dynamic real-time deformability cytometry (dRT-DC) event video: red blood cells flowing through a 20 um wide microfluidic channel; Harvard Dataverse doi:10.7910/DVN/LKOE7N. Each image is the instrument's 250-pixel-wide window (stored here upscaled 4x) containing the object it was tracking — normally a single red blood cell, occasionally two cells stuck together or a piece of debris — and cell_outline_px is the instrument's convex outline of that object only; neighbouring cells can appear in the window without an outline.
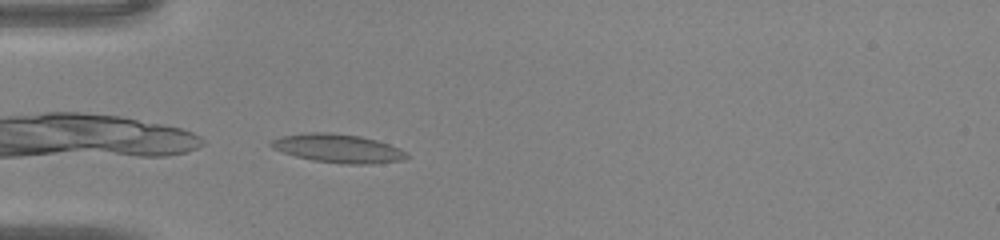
{"species": "common noctule bat (a hibernating species)", "species_latin": "Nyctalus noctula", "temperature_condition": "warm", "stored_images_in_passage": 33, "camera_frame_rate_fps": 3000, "um_per_image_px": 0.085, "animal": {"sex": "male", "body_mass_g": 20.0, "forearm_length_mm": 53.3}, "frame": {"image": 1, "passage_image": 1, "time_ms": 0.0, "image_size_px": [1000, 240], "cell_outline_px": [[408, 156], [404, 160], [368, 164], [344, 164], [312, 160], [296, 156], [272, 148], [268, 144], [272, 140], [280, 136], [308, 132], [328, 132], [360, 136], [376, 140], [400, 148]], "centroid_in_image_um": [28.7, 12.61], "position_along_channel_um": 56.3, "area_um2": 22.48}}
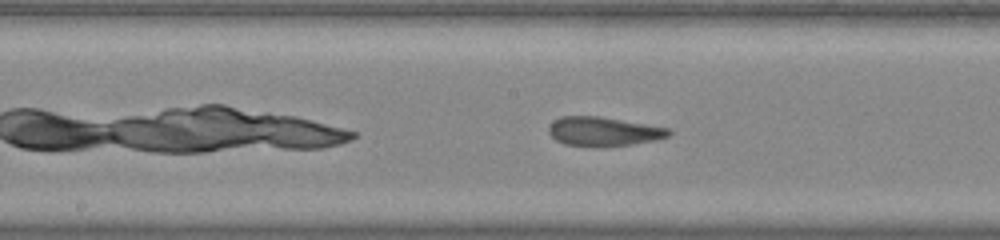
{"frame": {"image": 2, "passage_image": 11, "time_ms": 3.333, "image_size_px": [1000, 240], "cell_outline_px": [[672, 132], [668, 136], [656, 140], [632, 144], [564, 144], [556, 140], [548, 132], [548, 128], [552, 120], [560, 116], [600, 116], [668, 128]], "centroid_in_image_um": [51.27, 11.13], "position_along_channel_um": 196.9, "area_um2": 19.65}}
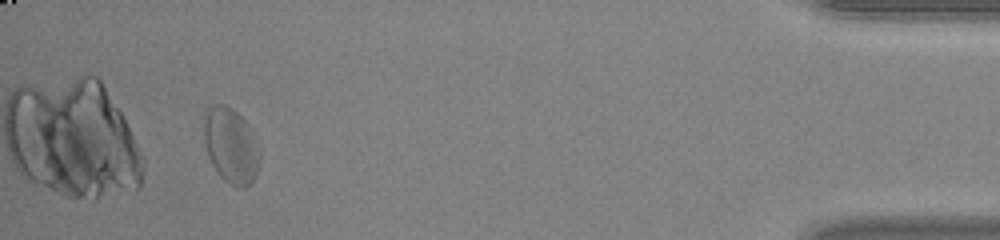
{"frame": {"image": 3, "passage_image": 30, "time_ms": 9.667, "image_size_px": [1000, 240], "cell_outline_px": [[260, 160], [256, 176], [244, 188], [240, 188], [224, 180], [220, 176], [212, 164], [208, 156], [204, 144], [204, 116], [208, 108], [216, 104], [224, 104], [232, 108], [248, 124], [260, 148]], "centroid_in_image_um": [19.63, 12.37], "position_along_channel_um": 415.6, "area_um2": 24.57}}